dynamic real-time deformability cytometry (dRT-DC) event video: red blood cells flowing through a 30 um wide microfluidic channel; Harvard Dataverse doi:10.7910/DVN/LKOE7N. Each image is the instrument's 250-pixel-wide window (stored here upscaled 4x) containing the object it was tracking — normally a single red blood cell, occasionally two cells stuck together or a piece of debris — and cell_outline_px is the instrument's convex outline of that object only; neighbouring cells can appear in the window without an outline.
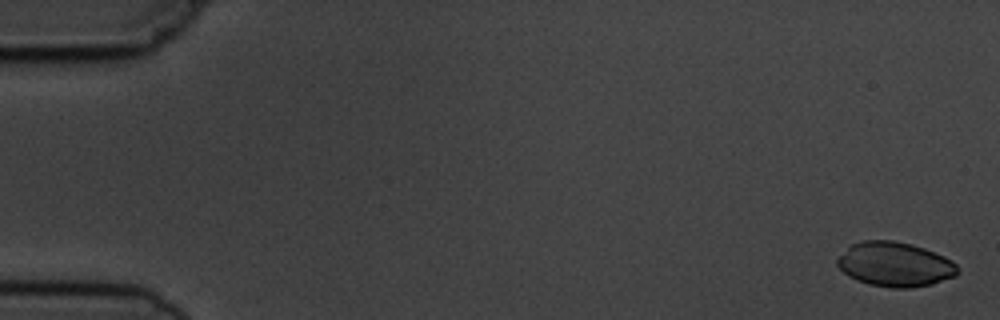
{"species": "common noctule bat (a hibernating species)", "species_latin": "Nyctalus noctula", "temperature_condition": "cold", "stored_images_in_passage": 6, "camera_frame_rate_fps": 3000, "um_per_image_px": 0.085, "animal": {"sex": "male", "body_mass_g": 19.5, "forearm_length_mm": 54.6}, "frame": {"image": 1, "passage_image": 1, "time_ms": 0.0, "image_size_px": [1000, 320], "cell_outline_px": [[960, 272], [956, 276], [932, 284], [912, 288], [892, 288], [868, 284], [856, 280], [848, 276], [836, 264], [836, 260], [852, 244], [860, 240], [892, 240], [912, 244], [924, 248], [944, 256], [952, 260], [956, 264]], "centroid_in_image_um": [76.09, 22.48], "position_along_channel_um": 8.9, "area_um2": 31.39}}